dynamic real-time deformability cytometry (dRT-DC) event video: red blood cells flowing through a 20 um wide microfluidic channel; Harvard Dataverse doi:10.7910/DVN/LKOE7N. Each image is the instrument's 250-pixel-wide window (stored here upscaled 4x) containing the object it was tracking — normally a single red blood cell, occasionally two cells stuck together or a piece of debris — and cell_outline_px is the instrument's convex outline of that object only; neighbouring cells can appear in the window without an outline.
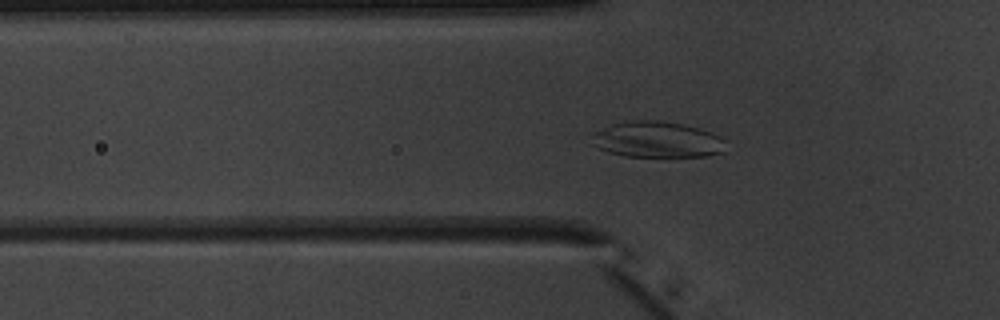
{"species": "common noctule bat (a hibernating species)", "species_latin": "Nyctalus noctula", "temperature_condition": "warm", "stored_images_in_passage": 42, "camera_frame_rate_fps": 3000, "um_per_image_px": 0.085, "animal": {"sex": "male", "body_mass_g": 20.1, "forearm_length_mm": 53.5}, "frame": {"image": 1, "passage_image": 8, "time_ms": 2.333, "image_size_px": [1000, 320], "cell_outline_px": [[728, 140], [724, 152], [708, 156], [624, 156], [608, 152], [596, 148], [588, 144], [588, 132], [612, 124], [632, 120], [660, 120], [684, 124], [700, 128], [720, 136]], "centroid_in_image_um": [55.78, 11.86], "position_along_channel_um": 70.0, "area_um2": 29.07}}
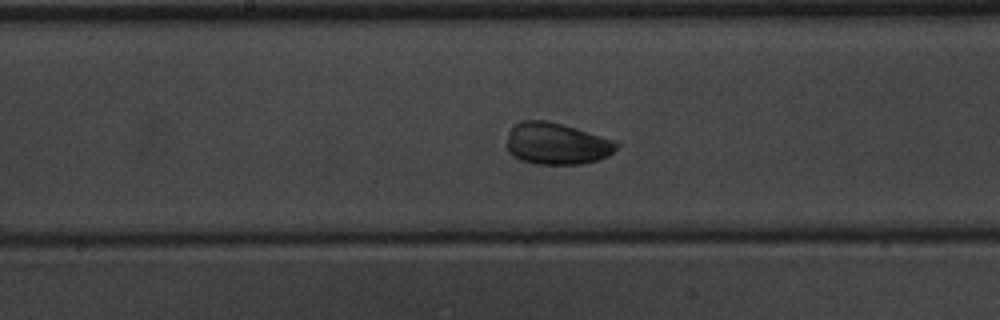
{"frame": {"image": 2, "passage_image": 18, "time_ms": 5.667, "image_size_px": [1000, 320], "cell_outline_px": [[620, 144], [608, 156], [596, 160], [580, 164], [532, 164], [520, 160], [512, 156], [508, 152], [504, 144], [512, 124], [520, 120], [548, 120], [576, 128], [616, 140]], "centroid_in_image_um": [47.25, 12.2], "position_along_channel_um": 201.0, "area_um2": 27.22}}
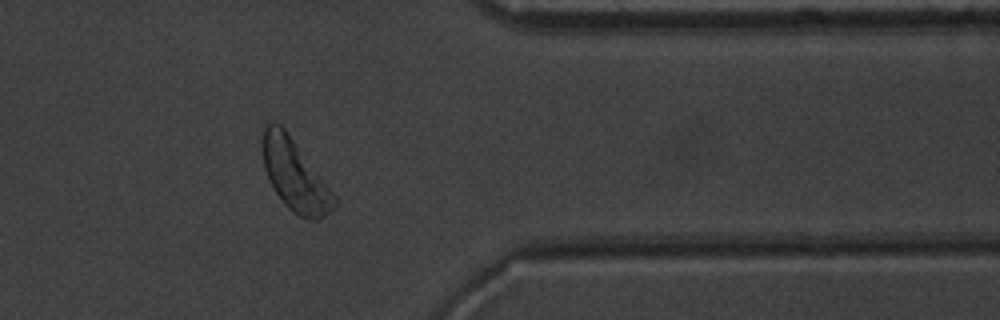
{"frame": {"image": 3, "passage_image": 33, "time_ms": 10.667, "image_size_px": [1000, 320], "cell_outline_px": [[336, 204], [328, 212], [316, 220], [312, 220], [300, 216], [292, 212], [284, 204], [276, 192], [264, 168], [260, 148], [260, 140], [264, 124], [272, 120], [280, 124], [284, 128], [336, 196]], "centroid_in_image_um": [24.99, 14.83], "position_along_channel_um": 386.4, "area_um2": 29.59}, "authors_computed_cell_mechanics": {"area_um2": 28.033, "velocity_mm_per_s": 3.9266, "shape_relaxation_time_tau1_ms": 5.8536, "shape_relaxation_time_tau2_ms": 2.8605, "deformation_change_tau1": 0.2752, "deformation_change_tau2": 0.0724}}